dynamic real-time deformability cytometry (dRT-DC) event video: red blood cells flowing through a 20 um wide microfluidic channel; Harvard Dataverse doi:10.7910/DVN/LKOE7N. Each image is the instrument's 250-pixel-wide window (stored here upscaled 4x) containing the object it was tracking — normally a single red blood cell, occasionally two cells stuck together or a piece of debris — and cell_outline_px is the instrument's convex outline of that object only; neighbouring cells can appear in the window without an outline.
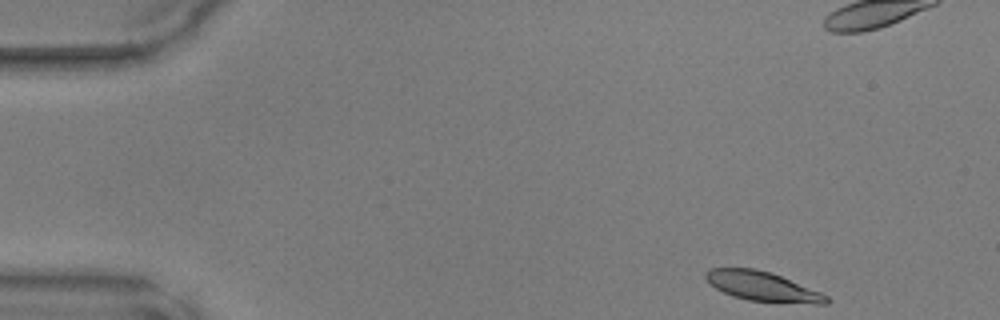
{"species": "common noctule bat (a hibernating species)", "species_latin": "Nyctalus noctula", "temperature_condition": "warm", "stored_images_in_passage": 45, "camera_frame_rate_fps": 3000, "um_per_image_px": 0.085, "animal": {"sex": "male", "body_mass_g": 17.9, "forearm_length_mm": 54.2}, "frame": {"image": 1, "passage_image": 1, "time_ms": 0.0, "image_size_px": [1000, 320], "cell_outline_px": [[832, 300], [828, 304], [816, 304], [748, 300], [732, 296], [716, 288], [704, 276], [704, 272], [708, 268], [756, 268], [772, 272], [820, 292], [828, 296]], "centroid_in_image_um": [64.83, 24.33], "position_along_channel_um": 20.2, "area_um2": 20.75}}